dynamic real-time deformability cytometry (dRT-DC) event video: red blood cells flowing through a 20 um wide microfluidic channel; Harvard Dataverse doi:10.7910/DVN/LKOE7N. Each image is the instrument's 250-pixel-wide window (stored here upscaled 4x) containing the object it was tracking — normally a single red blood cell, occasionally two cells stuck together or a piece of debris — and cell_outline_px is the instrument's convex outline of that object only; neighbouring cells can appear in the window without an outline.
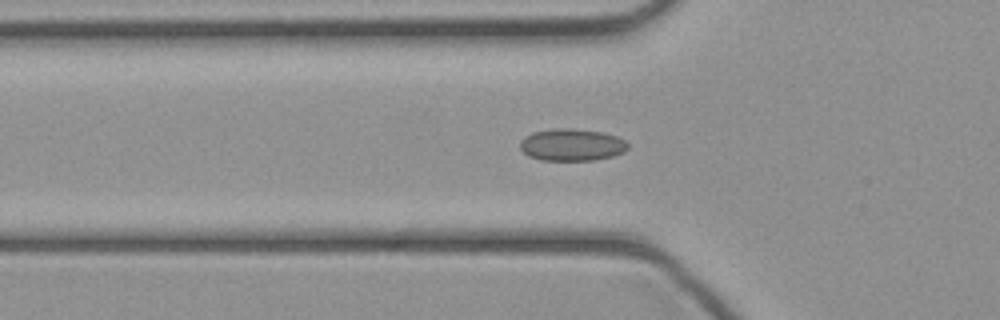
{"species": "common noctule bat (a hibernating species)", "species_latin": "Nyctalus noctula", "temperature_condition": "cold", "stored_images_in_passage": 39, "camera_frame_rate_fps": 3000, "um_per_image_px": 0.085, "animal": {"sex": "female", "body_mass_g": 21.9}, "frame": {"image": 1, "passage_image": 15, "time_ms": 4.667, "image_size_px": [1000, 320], "cell_outline_px": [[628, 148], [624, 152], [612, 156], [592, 160], [540, 160], [528, 156], [520, 148], [520, 140], [524, 136], [532, 132], [552, 128], [572, 128], [604, 132], [616, 136], [624, 140], [628, 144]], "centroid_in_image_um": [48.58, 12.3], "position_along_channel_um": 77.2, "area_um2": 20.35}}
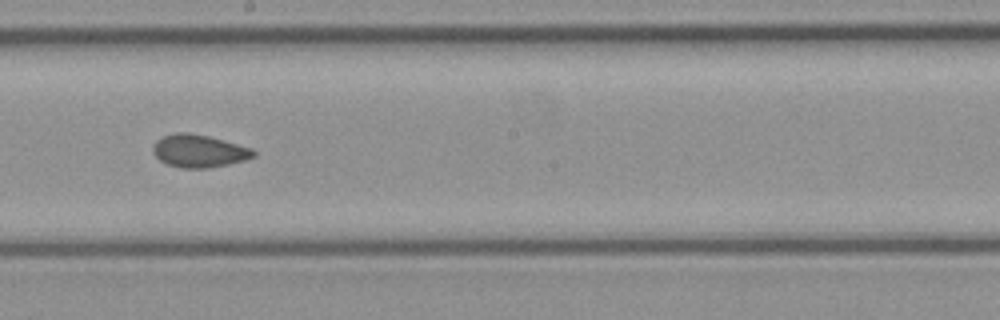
{"frame": {"image": 2, "passage_image": 25, "time_ms": 8.0, "image_size_px": [1000, 320], "cell_outline_px": [[256, 156], [244, 160], [228, 164], [208, 168], [180, 168], [168, 164], [160, 160], [152, 152], [152, 148], [156, 140], [164, 136], [176, 132], [188, 132], [208, 136], [252, 148], [256, 152]], "centroid_in_image_um": [16.91, 12.83], "position_along_channel_um": 231.3, "area_um2": 19.13}}
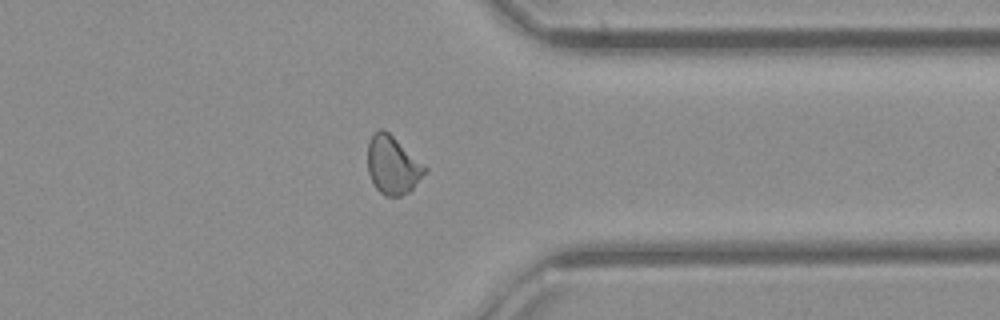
{"frame": {"image": 3, "passage_image": 35, "time_ms": 11.333, "image_size_px": [1000, 320], "cell_outline_px": [[428, 172], [408, 192], [400, 196], [384, 196], [376, 188], [368, 172], [368, 140], [372, 132], [380, 128], [384, 128], [424, 164], [428, 168]], "centroid_in_image_um": [33.38, 14.01], "position_along_channel_um": 378.0, "area_um2": 19.54}}